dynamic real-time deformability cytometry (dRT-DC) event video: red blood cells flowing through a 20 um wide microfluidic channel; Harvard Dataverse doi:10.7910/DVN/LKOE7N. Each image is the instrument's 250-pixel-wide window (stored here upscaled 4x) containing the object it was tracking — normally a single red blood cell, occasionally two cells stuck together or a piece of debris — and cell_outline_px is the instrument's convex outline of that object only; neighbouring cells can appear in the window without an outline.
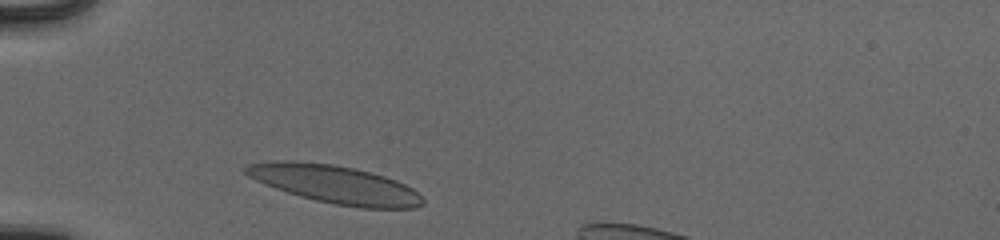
{"species": "human", "species_latin": "Homo sapiens", "temperature_condition": "cold", "stored_images_in_passage": 29, "camera_frame_rate_fps": 3000, "um_per_image_px": 0.085, "donor": {"sex": "male"}, "frame": {"image": 1, "passage_image": 1, "time_ms": 0.0, "image_size_px": [1000, 240], "cell_outline_px": [[424, 204], [416, 208], [360, 208], [336, 204], [316, 200], [300, 196], [264, 184], [248, 176], [244, 172], [244, 168], [248, 164], [276, 160], [292, 160], [332, 164], [356, 168], [384, 176], [396, 180], [412, 188], [424, 200]], "centroid_in_image_um": [28.47, 15.66], "position_along_channel_um": 56.5, "area_um2": 39.13}}
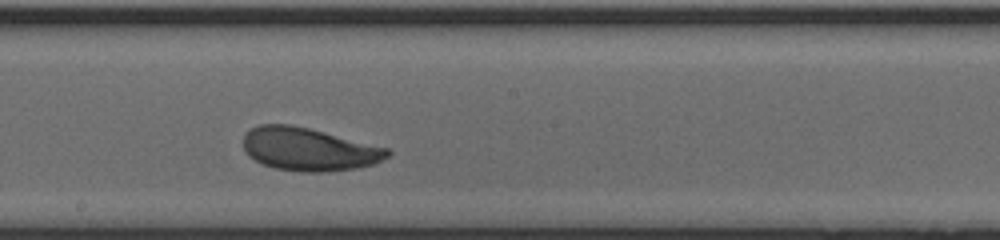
{"frame": {"image": 2, "passage_image": 15, "time_ms": 4.667, "image_size_px": [1000, 240], "cell_outline_px": [[392, 152], [388, 156], [376, 164], [360, 168], [328, 172], [300, 172], [276, 168], [264, 164], [248, 156], [244, 152], [244, 132], [260, 124], [288, 124], [308, 128], [388, 148]], "centroid_in_image_um": [26.26, 12.7], "position_along_channel_um": 221.9, "area_um2": 36.24}}
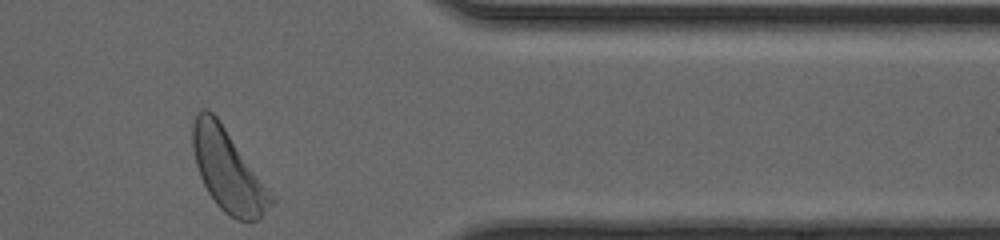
{"frame": {"image": 3, "passage_image": 29, "time_ms": 9.333, "image_size_px": [1000, 240], "cell_outline_px": [[276, 200], [256, 220], [236, 220], [228, 216], [216, 204], [208, 192], [200, 176], [196, 164], [192, 148], [192, 124], [196, 116], [204, 108], [208, 108], [216, 116], [276, 196]], "centroid_in_image_um": [19.39, 14.5], "position_along_channel_um": 392.0, "area_um2": 37.28}, "authors_computed_cell_mechanics": {"area_um2": 35.8938, "velocity_mm_per_s": 3.9155, "shape_relaxation_time_tau1_ms": 1.866, "shape_relaxation_time_tau2_ms": 4.2138, "deformation_change_tau1": 0.0986, "deformation_change_tau2": 0.1257}}